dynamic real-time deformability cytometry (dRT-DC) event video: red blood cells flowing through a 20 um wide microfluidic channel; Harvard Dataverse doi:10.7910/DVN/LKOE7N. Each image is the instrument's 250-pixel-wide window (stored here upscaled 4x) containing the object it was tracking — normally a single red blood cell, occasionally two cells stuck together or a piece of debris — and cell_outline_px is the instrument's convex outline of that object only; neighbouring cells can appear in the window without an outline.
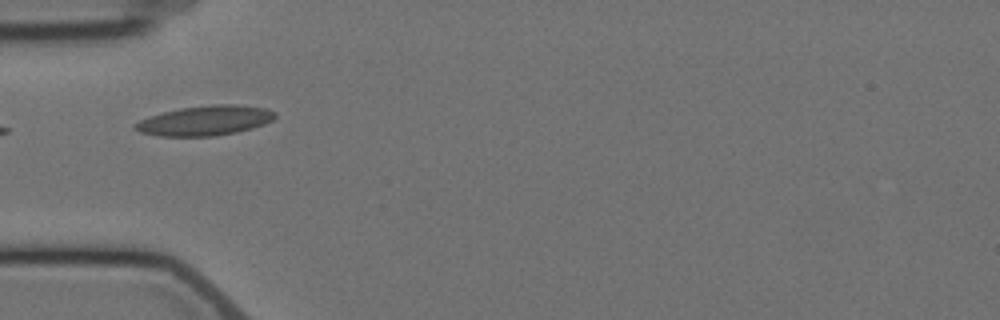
{"species": "Egyptian fruit bat (a non-hibernating species)", "species_latin": "Rousettus aegyptiacus", "temperature_condition": "cold", "stored_images_in_passage": 10, "camera_frame_rate_fps": 3000, "um_per_image_px": 0.085, "animal": {"sex": "female"}, "frame": {"image": 1, "passage_image": 2, "time_ms": 2.0, "image_size_px": [1000, 320], "cell_outline_px": [[276, 116], [272, 120], [264, 124], [252, 128], [236, 132], [216, 136], [160, 136], [140, 132], [132, 128], [132, 124], [140, 120], [164, 112], [180, 108], [212, 104], [232, 104], [264, 108], [276, 112]], "centroid_in_image_um": [17.42, 10.25], "position_along_channel_um": 67.6, "area_um2": 24.22}}
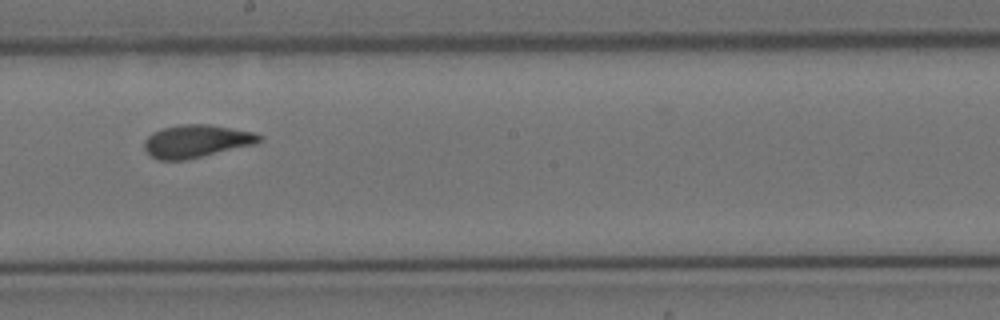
{"frame": {"image": 2, "passage_image": 6, "time_ms": 6.667, "image_size_px": [1000, 320], "cell_outline_px": [[264, 136], [256, 144], [184, 160], [160, 160], [152, 156], [144, 148], [144, 140], [148, 136], [164, 128], [180, 124], [212, 124], [252, 132]], "centroid_in_image_um": [16.72, 11.99], "position_along_channel_um": 231.5, "area_um2": 21.73}}
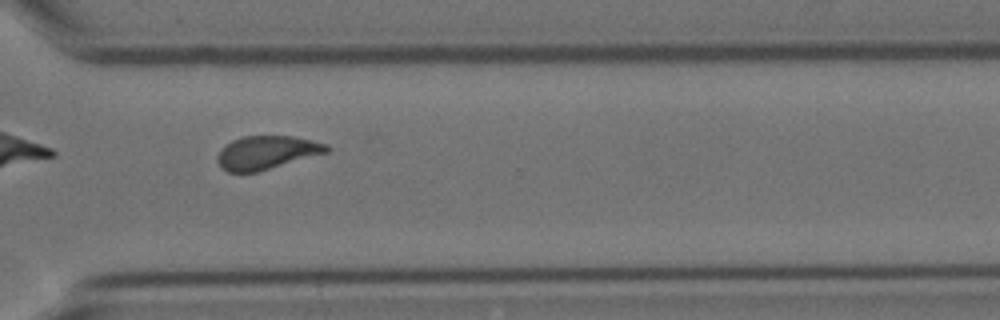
{"frame": {"image": 3, "passage_image": 9, "time_ms": 10.0, "image_size_px": [1000, 320], "cell_outline_px": [[332, 148], [328, 152], [256, 172], [228, 172], [220, 168], [216, 160], [216, 156], [220, 148], [232, 140], [244, 136], [292, 136], [312, 140], [328, 144]], "centroid_in_image_um": [22.64, 12.96], "position_along_channel_um": 348.0, "area_um2": 21.39}, "authors_computed_cell_mechanics": {"area_um2": 21.675, "velocity_mm_per_s": 3.5112, "shape_relaxation_time_tau1_ms": 3.3515, "shape_relaxation_time_tau2_ms": 0.9763, "deformation_change_tau1": 0.0988, "deformation_change_tau2": 0.0448}}